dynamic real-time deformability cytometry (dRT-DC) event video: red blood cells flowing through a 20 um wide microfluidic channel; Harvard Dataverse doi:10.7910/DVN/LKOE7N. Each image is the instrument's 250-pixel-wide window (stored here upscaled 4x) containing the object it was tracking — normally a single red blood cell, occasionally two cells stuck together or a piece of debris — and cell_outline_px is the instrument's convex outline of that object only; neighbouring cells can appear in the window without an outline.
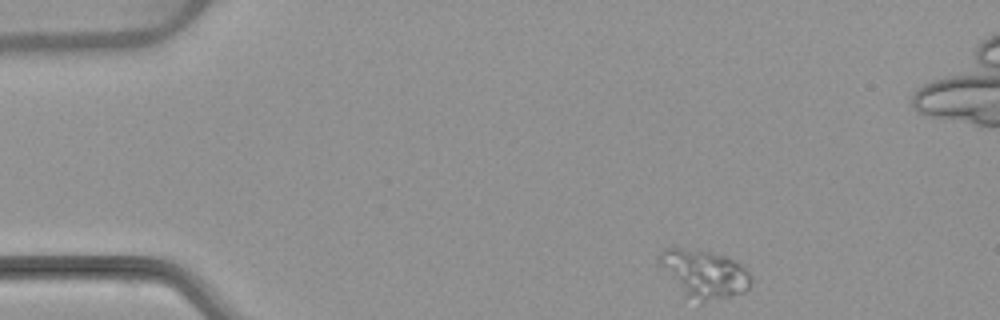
{"species": "common noctule bat (a hibernating species)", "species_latin": "Nyctalus noctula", "temperature_condition": "warm", "stored_images_in_passage": 49, "camera_frame_rate_fps": 3000, "um_per_image_px": 0.085, "animal": {"sex": "female", "body_mass_g": 22.7, "forearm_length_mm": 54.2}, "frame": {"image": 1, "passage_image": 1, "time_ms": 0.0, "image_size_px": [1000, 320], "cell_outline_px": [[752, 280], [748, 288], [744, 292], [700, 304], [684, 296], [660, 264], [656, 256], [664, 248], [680, 248], [712, 252], [728, 256], [740, 264], [752, 276]], "centroid_in_image_um": [59.86, 23.28], "position_along_channel_um": 25.1, "area_um2": 25.72}}
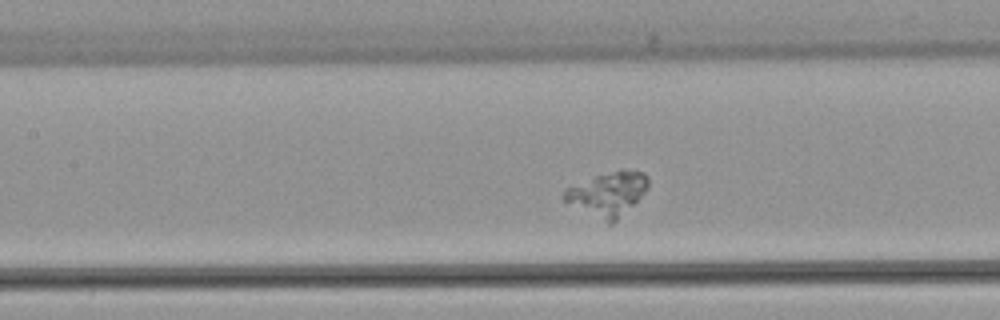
{"frame": {"image": 2, "passage_image": 18, "time_ms": 5.667, "image_size_px": [1000, 320], "cell_outline_px": [[648, 188], [612, 224], [608, 224], [564, 200], [564, 188], [596, 176], [620, 168], [644, 172], [648, 176]], "centroid_in_image_um": [51.67, 16.44], "position_along_channel_um": 155.7, "area_um2": 21.04}}
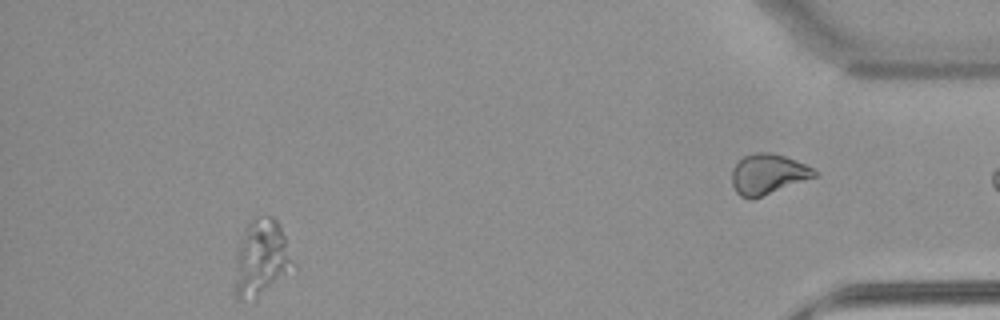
{"frame": {"image": 3, "passage_image": 44, "time_ms": 14.333, "image_size_px": [1000, 320], "cell_outline_px": [[296, 268], [256, 304], [236, 296], [236, 256], [240, 244], [252, 220], [260, 216], [272, 216], [280, 224], [296, 264]], "centroid_in_image_um": [22.31, 22.06], "position_along_channel_um": 412.9, "area_um2": 26.41}}